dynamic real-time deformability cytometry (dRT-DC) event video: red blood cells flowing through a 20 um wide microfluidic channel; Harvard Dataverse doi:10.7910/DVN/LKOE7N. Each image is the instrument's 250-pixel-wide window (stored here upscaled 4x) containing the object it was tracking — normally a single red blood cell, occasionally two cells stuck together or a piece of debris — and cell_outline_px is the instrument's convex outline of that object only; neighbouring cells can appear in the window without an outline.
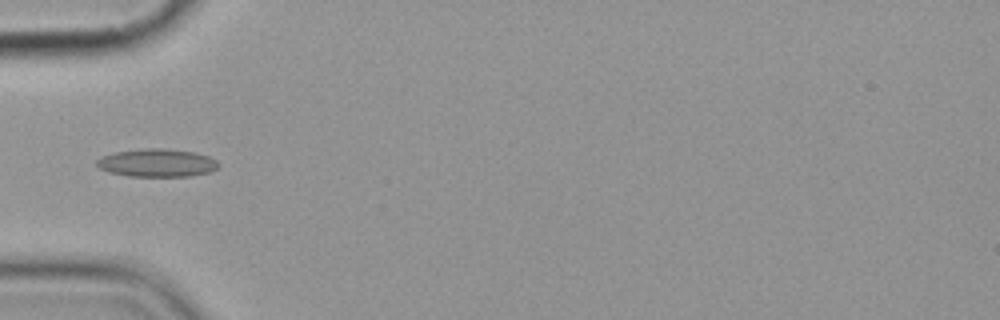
{"species": "common noctule bat (a hibernating species)", "species_latin": "Nyctalus noctula", "temperature_condition": "cold", "stored_images_in_passage": 11, "camera_frame_rate_fps": 3000, "um_per_image_px": 0.085, "animal": {"sex": "female", "body_mass_g": 19.9}, "frame": {"image": 1, "passage_image": 1, "time_ms": 0.0, "image_size_px": [1000, 320], "cell_outline_px": [[220, 164], [216, 168], [208, 172], [188, 176], [128, 176], [108, 172], [100, 168], [96, 164], [96, 160], [100, 156], [116, 152], [144, 148], [164, 148], [196, 152], [208, 156], [216, 160]], "centroid_in_image_um": [13.32, 13.83], "position_along_channel_um": 71.7, "area_um2": 19.88}}
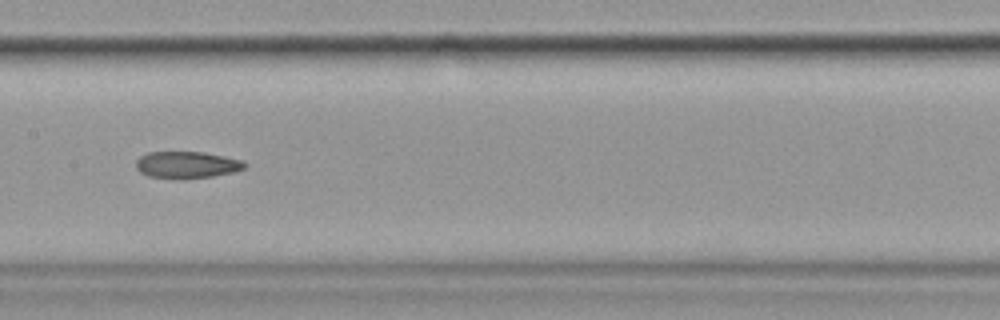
{"frame": {"image": 2, "passage_image": 4, "time_ms": 3.333, "image_size_px": [1000, 320], "cell_outline_px": [[248, 164], [244, 168], [232, 172], [212, 176], [180, 180], [148, 176], [140, 172], [136, 168], [136, 160], [140, 156], [148, 152], [204, 152], [224, 156], [240, 160]], "centroid_in_image_um": [15.84, 14.02], "position_along_channel_um": 191.6, "area_um2": 17.11}}
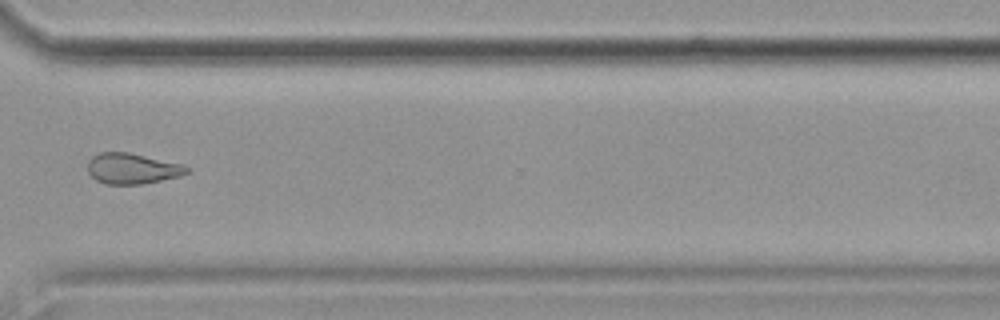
{"frame": {"image": 3, "passage_image": 8, "time_ms": 8.0, "image_size_px": [1000, 320], "cell_outline_px": [[188, 172], [180, 176], [140, 184], [104, 184], [96, 180], [88, 172], [88, 160], [92, 156], [100, 152], [128, 152], [184, 164], [188, 168]], "centroid_in_image_um": [11.22, 14.32], "position_along_channel_um": 359.4, "area_um2": 17.69}, "authors_computed_cell_mechanics": {"area_um2": 17.4556, "velocity_mm_per_s": 3.5946, "shape_relaxation_time_tau1_ms": null, "shape_relaxation_time_tau2_ms": 4.0931, "deformation_change_tau1": null, "deformation_change_tau2": 0.1087}}